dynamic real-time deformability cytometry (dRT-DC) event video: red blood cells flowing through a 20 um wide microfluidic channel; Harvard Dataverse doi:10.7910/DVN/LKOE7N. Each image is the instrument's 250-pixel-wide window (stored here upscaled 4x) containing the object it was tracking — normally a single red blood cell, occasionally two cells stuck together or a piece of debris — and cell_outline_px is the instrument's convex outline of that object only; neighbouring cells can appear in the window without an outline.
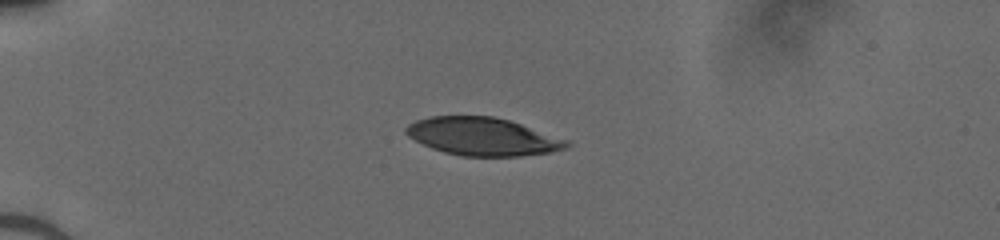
{"species": "human", "species_latin": "Homo sapiens", "temperature_condition": "cold", "stored_images_in_passage": 38, "camera_frame_rate_fps": 3000, "um_per_image_px": 0.085, "donor": {"sex": "male"}, "frame": {"image": 1, "passage_image": 1, "time_ms": 0.0, "image_size_px": [1000, 240], "cell_outline_px": [[572, 144], [568, 148], [552, 152], [520, 156], [460, 156], [444, 152], [432, 148], [408, 136], [404, 132], [404, 128], [408, 124], [416, 120], [428, 116], [492, 116], [508, 120], [568, 140]], "centroid_in_image_um": [41.02, 11.61], "position_along_channel_um": 44.0, "area_um2": 35.43}}
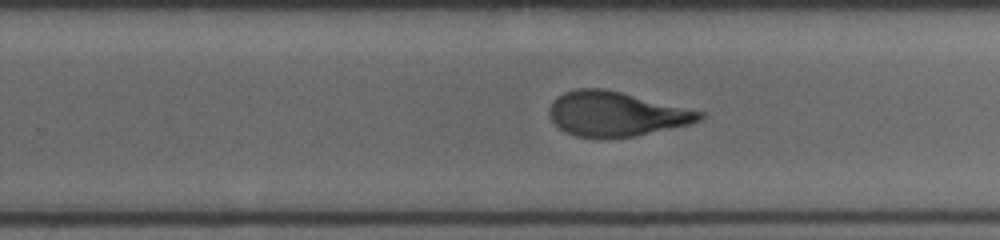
{"frame": {"image": 2, "passage_image": 21, "time_ms": 6.667, "image_size_px": [1000, 240], "cell_outline_px": [[704, 116], [700, 120], [692, 124], [632, 136], [596, 140], [576, 136], [560, 128], [548, 116], [548, 108], [552, 100], [556, 96], [564, 92], [576, 88], [604, 88], [704, 112]], "centroid_in_image_um": [52.31, 9.69], "position_along_channel_um": 277.5, "area_um2": 39.36}}
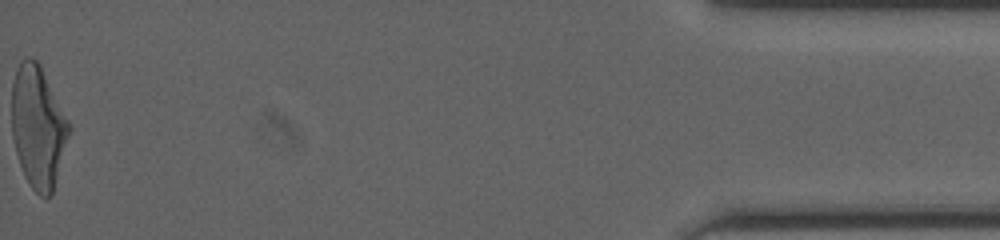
{"frame": {"image": 3, "passage_image": 38, "time_ms": 12.333, "image_size_px": [1000, 240], "cell_outline_px": [[72, 128], [52, 192], [48, 196], [40, 196], [28, 184], [24, 176], [16, 152], [12, 136], [12, 80], [20, 60], [32, 56], [40, 64]], "centroid_in_image_um": [3.22, 10.76], "position_along_channel_um": 432.0, "area_um2": 40.63}}